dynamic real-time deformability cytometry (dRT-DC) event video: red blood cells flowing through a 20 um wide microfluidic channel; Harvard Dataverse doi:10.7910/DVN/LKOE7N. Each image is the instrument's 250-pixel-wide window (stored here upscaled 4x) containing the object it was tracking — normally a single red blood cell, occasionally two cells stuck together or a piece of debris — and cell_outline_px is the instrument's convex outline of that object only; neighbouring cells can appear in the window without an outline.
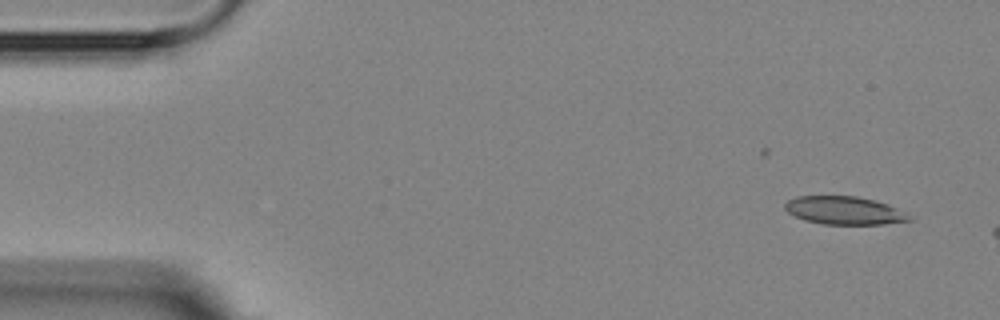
{"species": "Egyptian fruit bat (a non-hibernating species)", "species_latin": "Rousettus aegyptiacus", "temperature_condition": "room temperature", "stored_images_in_passage": 3, "camera_frame_rate_fps": 3000, "um_per_image_px": 0.085, "animal": {"sex": "female"}, "frame": {"image": 1, "passage_image": 1, "time_ms": 0.0, "image_size_px": [1000, 320], "cell_outline_px": [[912, 220], [884, 224], [824, 224], [804, 220], [788, 212], [784, 208], [784, 204], [788, 200], [796, 196], [856, 196], [876, 200], [896, 208], [908, 216]], "centroid_in_image_um": [71.71, 17.88], "position_along_channel_um": 13.3, "area_um2": 20.11}}